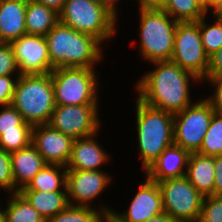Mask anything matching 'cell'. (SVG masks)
<instances>
[{
  "label": "cell",
  "mask_w": 222,
  "mask_h": 222,
  "mask_svg": "<svg viewBox=\"0 0 222 222\" xmlns=\"http://www.w3.org/2000/svg\"><path fill=\"white\" fill-rule=\"evenodd\" d=\"M155 68L144 73L135 83L136 98L144 104L176 114L191 105L190 84L202 83L171 60L153 62Z\"/></svg>",
  "instance_id": "obj_1"
},
{
  "label": "cell",
  "mask_w": 222,
  "mask_h": 222,
  "mask_svg": "<svg viewBox=\"0 0 222 222\" xmlns=\"http://www.w3.org/2000/svg\"><path fill=\"white\" fill-rule=\"evenodd\" d=\"M51 66L96 68L104 60L102 43L60 21L45 35ZM103 59V60H102Z\"/></svg>",
  "instance_id": "obj_2"
},
{
  "label": "cell",
  "mask_w": 222,
  "mask_h": 222,
  "mask_svg": "<svg viewBox=\"0 0 222 222\" xmlns=\"http://www.w3.org/2000/svg\"><path fill=\"white\" fill-rule=\"evenodd\" d=\"M135 100V122L138 157L142 160V172L169 146L174 144V115L150 107Z\"/></svg>",
  "instance_id": "obj_3"
},
{
  "label": "cell",
  "mask_w": 222,
  "mask_h": 222,
  "mask_svg": "<svg viewBox=\"0 0 222 222\" xmlns=\"http://www.w3.org/2000/svg\"><path fill=\"white\" fill-rule=\"evenodd\" d=\"M11 105L32 126L49 124L56 107L51 73L20 75Z\"/></svg>",
  "instance_id": "obj_4"
},
{
  "label": "cell",
  "mask_w": 222,
  "mask_h": 222,
  "mask_svg": "<svg viewBox=\"0 0 222 222\" xmlns=\"http://www.w3.org/2000/svg\"><path fill=\"white\" fill-rule=\"evenodd\" d=\"M138 14L141 58L150 63L171 60L178 22L164 10L139 9Z\"/></svg>",
  "instance_id": "obj_5"
},
{
  "label": "cell",
  "mask_w": 222,
  "mask_h": 222,
  "mask_svg": "<svg viewBox=\"0 0 222 222\" xmlns=\"http://www.w3.org/2000/svg\"><path fill=\"white\" fill-rule=\"evenodd\" d=\"M66 26L104 42L116 37L118 19L96 0H66L59 12ZM113 37V38H112Z\"/></svg>",
  "instance_id": "obj_6"
},
{
  "label": "cell",
  "mask_w": 222,
  "mask_h": 222,
  "mask_svg": "<svg viewBox=\"0 0 222 222\" xmlns=\"http://www.w3.org/2000/svg\"><path fill=\"white\" fill-rule=\"evenodd\" d=\"M96 68L61 67L53 69L51 79L56 105L99 104L101 81Z\"/></svg>",
  "instance_id": "obj_7"
},
{
  "label": "cell",
  "mask_w": 222,
  "mask_h": 222,
  "mask_svg": "<svg viewBox=\"0 0 222 222\" xmlns=\"http://www.w3.org/2000/svg\"><path fill=\"white\" fill-rule=\"evenodd\" d=\"M157 183L165 213L179 222L200 219L204 196L190 183L186 176Z\"/></svg>",
  "instance_id": "obj_8"
},
{
  "label": "cell",
  "mask_w": 222,
  "mask_h": 222,
  "mask_svg": "<svg viewBox=\"0 0 222 222\" xmlns=\"http://www.w3.org/2000/svg\"><path fill=\"white\" fill-rule=\"evenodd\" d=\"M171 61L204 82L209 57L201 40L200 20L178 22Z\"/></svg>",
  "instance_id": "obj_9"
},
{
  "label": "cell",
  "mask_w": 222,
  "mask_h": 222,
  "mask_svg": "<svg viewBox=\"0 0 222 222\" xmlns=\"http://www.w3.org/2000/svg\"><path fill=\"white\" fill-rule=\"evenodd\" d=\"M214 113L210 103L203 98L174 114V144L189 153H197Z\"/></svg>",
  "instance_id": "obj_10"
},
{
  "label": "cell",
  "mask_w": 222,
  "mask_h": 222,
  "mask_svg": "<svg viewBox=\"0 0 222 222\" xmlns=\"http://www.w3.org/2000/svg\"><path fill=\"white\" fill-rule=\"evenodd\" d=\"M99 108V104L56 105L49 124L73 140L88 137L101 129Z\"/></svg>",
  "instance_id": "obj_11"
},
{
  "label": "cell",
  "mask_w": 222,
  "mask_h": 222,
  "mask_svg": "<svg viewBox=\"0 0 222 222\" xmlns=\"http://www.w3.org/2000/svg\"><path fill=\"white\" fill-rule=\"evenodd\" d=\"M111 181L113 178L103 170H67L66 190L69 205L96 208L94 200L99 199L97 197L111 185Z\"/></svg>",
  "instance_id": "obj_12"
},
{
  "label": "cell",
  "mask_w": 222,
  "mask_h": 222,
  "mask_svg": "<svg viewBox=\"0 0 222 222\" xmlns=\"http://www.w3.org/2000/svg\"><path fill=\"white\" fill-rule=\"evenodd\" d=\"M10 45L20 75H42L52 72L45 36L25 34Z\"/></svg>",
  "instance_id": "obj_13"
},
{
  "label": "cell",
  "mask_w": 222,
  "mask_h": 222,
  "mask_svg": "<svg viewBox=\"0 0 222 222\" xmlns=\"http://www.w3.org/2000/svg\"><path fill=\"white\" fill-rule=\"evenodd\" d=\"M144 178V182L139 183L128 209L124 212L112 211L110 217L115 222H145L164 212L158 183L146 176Z\"/></svg>",
  "instance_id": "obj_14"
},
{
  "label": "cell",
  "mask_w": 222,
  "mask_h": 222,
  "mask_svg": "<svg viewBox=\"0 0 222 222\" xmlns=\"http://www.w3.org/2000/svg\"><path fill=\"white\" fill-rule=\"evenodd\" d=\"M73 139L54 129L50 124L32 128L31 144L47 164L67 166L71 157Z\"/></svg>",
  "instance_id": "obj_15"
},
{
  "label": "cell",
  "mask_w": 222,
  "mask_h": 222,
  "mask_svg": "<svg viewBox=\"0 0 222 222\" xmlns=\"http://www.w3.org/2000/svg\"><path fill=\"white\" fill-rule=\"evenodd\" d=\"M98 135L99 132L73 140L67 170H102L101 167L111 160V155L98 143Z\"/></svg>",
  "instance_id": "obj_16"
},
{
  "label": "cell",
  "mask_w": 222,
  "mask_h": 222,
  "mask_svg": "<svg viewBox=\"0 0 222 222\" xmlns=\"http://www.w3.org/2000/svg\"><path fill=\"white\" fill-rule=\"evenodd\" d=\"M189 156L187 150L172 144L148 167L144 175L154 182L185 176Z\"/></svg>",
  "instance_id": "obj_17"
},
{
  "label": "cell",
  "mask_w": 222,
  "mask_h": 222,
  "mask_svg": "<svg viewBox=\"0 0 222 222\" xmlns=\"http://www.w3.org/2000/svg\"><path fill=\"white\" fill-rule=\"evenodd\" d=\"M27 0H0V43L10 44L26 34Z\"/></svg>",
  "instance_id": "obj_18"
},
{
  "label": "cell",
  "mask_w": 222,
  "mask_h": 222,
  "mask_svg": "<svg viewBox=\"0 0 222 222\" xmlns=\"http://www.w3.org/2000/svg\"><path fill=\"white\" fill-rule=\"evenodd\" d=\"M14 187L20 191L47 164L37 149L30 144L10 153Z\"/></svg>",
  "instance_id": "obj_19"
},
{
  "label": "cell",
  "mask_w": 222,
  "mask_h": 222,
  "mask_svg": "<svg viewBox=\"0 0 222 222\" xmlns=\"http://www.w3.org/2000/svg\"><path fill=\"white\" fill-rule=\"evenodd\" d=\"M215 156L190 153L186 178L205 197L213 195Z\"/></svg>",
  "instance_id": "obj_20"
},
{
  "label": "cell",
  "mask_w": 222,
  "mask_h": 222,
  "mask_svg": "<svg viewBox=\"0 0 222 222\" xmlns=\"http://www.w3.org/2000/svg\"><path fill=\"white\" fill-rule=\"evenodd\" d=\"M59 22V13L35 0H27L26 34L45 36Z\"/></svg>",
  "instance_id": "obj_21"
},
{
  "label": "cell",
  "mask_w": 222,
  "mask_h": 222,
  "mask_svg": "<svg viewBox=\"0 0 222 222\" xmlns=\"http://www.w3.org/2000/svg\"><path fill=\"white\" fill-rule=\"evenodd\" d=\"M19 192L46 221L69 205L67 191L20 190Z\"/></svg>",
  "instance_id": "obj_22"
},
{
  "label": "cell",
  "mask_w": 222,
  "mask_h": 222,
  "mask_svg": "<svg viewBox=\"0 0 222 222\" xmlns=\"http://www.w3.org/2000/svg\"><path fill=\"white\" fill-rule=\"evenodd\" d=\"M65 166L46 164L21 190H36L44 192L67 191Z\"/></svg>",
  "instance_id": "obj_23"
},
{
  "label": "cell",
  "mask_w": 222,
  "mask_h": 222,
  "mask_svg": "<svg viewBox=\"0 0 222 222\" xmlns=\"http://www.w3.org/2000/svg\"><path fill=\"white\" fill-rule=\"evenodd\" d=\"M7 197L5 207L0 206L4 222H47L20 192Z\"/></svg>",
  "instance_id": "obj_24"
},
{
  "label": "cell",
  "mask_w": 222,
  "mask_h": 222,
  "mask_svg": "<svg viewBox=\"0 0 222 222\" xmlns=\"http://www.w3.org/2000/svg\"><path fill=\"white\" fill-rule=\"evenodd\" d=\"M113 210L104 202L97 208L68 205L47 222H104Z\"/></svg>",
  "instance_id": "obj_25"
},
{
  "label": "cell",
  "mask_w": 222,
  "mask_h": 222,
  "mask_svg": "<svg viewBox=\"0 0 222 222\" xmlns=\"http://www.w3.org/2000/svg\"><path fill=\"white\" fill-rule=\"evenodd\" d=\"M162 10L177 22H197L206 15L201 0H166Z\"/></svg>",
  "instance_id": "obj_26"
},
{
  "label": "cell",
  "mask_w": 222,
  "mask_h": 222,
  "mask_svg": "<svg viewBox=\"0 0 222 222\" xmlns=\"http://www.w3.org/2000/svg\"><path fill=\"white\" fill-rule=\"evenodd\" d=\"M206 14L200 19V34L205 53L211 56L222 48V17L213 15L214 22L208 24Z\"/></svg>",
  "instance_id": "obj_27"
},
{
  "label": "cell",
  "mask_w": 222,
  "mask_h": 222,
  "mask_svg": "<svg viewBox=\"0 0 222 222\" xmlns=\"http://www.w3.org/2000/svg\"><path fill=\"white\" fill-rule=\"evenodd\" d=\"M197 153L212 157L222 155V113L213 114Z\"/></svg>",
  "instance_id": "obj_28"
},
{
  "label": "cell",
  "mask_w": 222,
  "mask_h": 222,
  "mask_svg": "<svg viewBox=\"0 0 222 222\" xmlns=\"http://www.w3.org/2000/svg\"><path fill=\"white\" fill-rule=\"evenodd\" d=\"M33 127H17V130L4 131L0 135V148L12 153L31 144Z\"/></svg>",
  "instance_id": "obj_29"
},
{
  "label": "cell",
  "mask_w": 222,
  "mask_h": 222,
  "mask_svg": "<svg viewBox=\"0 0 222 222\" xmlns=\"http://www.w3.org/2000/svg\"><path fill=\"white\" fill-rule=\"evenodd\" d=\"M0 110V135L4 131L17 130V127H33L12 105L2 106Z\"/></svg>",
  "instance_id": "obj_30"
},
{
  "label": "cell",
  "mask_w": 222,
  "mask_h": 222,
  "mask_svg": "<svg viewBox=\"0 0 222 222\" xmlns=\"http://www.w3.org/2000/svg\"><path fill=\"white\" fill-rule=\"evenodd\" d=\"M202 222H222V196H205L201 208Z\"/></svg>",
  "instance_id": "obj_31"
},
{
  "label": "cell",
  "mask_w": 222,
  "mask_h": 222,
  "mask_svg": "<svg viewBox=\"0 0 222 222\" xmlns=\"http://www.w3.org/2000/svg\"><path fill=\"white\" fill-rule=\"evenodd\" d=\"M9 193L19 192L14 187L10 153L0 148V190Z\"/></svg>",
  "instance_id": "obj_32"
},
{
  "label": "cell",
  "mask_w": 222,
  "mask_h": 222,
  "mask_svg": "<svg viewBox=\"0 0 222 222\" xmlns=\"http://www.w3.org/2000/svg\"><path fill=\"white\" fill-rule=\"evenodd\" d=\"M5 75H20L12 46L0 43V77Z\"/></svg>",
  "instance_id": "obj_33"
},
{
  "label": "cell",
  "mask_w": 222,
  "mask_h": 222,
  "mask_svg": "<svg viewBox=\"0 0 222 222\" xmlns=\"http://www.w3.org/2000/svg\"><path fill=\"white\" fill-rule=\"evenodd\" d=\"M20 75H5L0 77V107L12 103L15 84Z\"/></svg>",
  "instance_id": "obj_34"
},
{
  "label": "cell",
  "mask_w": 222,
  "mask_h": 222,
  "mask_svg": "<svg viewBox=\"0 0 222 222\" xmlns=\"http://www.w3.org/2000/svg\"><path fill=\"white\" fill-rule=\"evenodd\" d=\"M206 81V82H205ZM214 87V93L205 96V99L210 103L215 113H222V75L212 78H205L204 83H207Z\"/></svg>",
  "instance_id": "obj_35"
},
{
  "label": "cell",
  "mask_w": 222,
  "mask_h": 222,
  "mask_svg": "<svg viewBox=\"0 0 222 222\" xmlns=\"http://www.w3.org/2000/svg\"><path fill=\"white\" fill-rule=\"evenodd\" d=\"M222 75V48L209 56L206 78H212Z\"/></svg>",
  "instance_id": "obj_36"
},
{
  "label": "cell",
  "mask_w": 222,
  "mask_h": 222,
  "mask_svg": "<svg viewBox=\"0 0 222 222\" xmlns=\"http://www.w3.org/2000/svg\"><path fill=\"white\" fill-rule=\"evenodd\" d=\"M215 180L213 195L222 196V155L215 156Z\"/></svg>",
  "instance_id": "obj_37"
},
{
  "label": "cell",
  "mask_w": 222,
  "mask_h": 222,
  "mask_svg": "<svg viewBox=\"0 0 222 222\" xmlns=\"http://www.w3.org/2000/svg\"><path fill=\"white\" fill-rule=\"evenodd\" d=\"M166 4V0H138L139 9H156L162 10Z\"/></svg>",
  "instance_id": "obj_38"
},
{
  "label": "cell",
  "mask_w": 222,
  "mask_h": 222,
  "mask_svg": "<svg viewBox=\"0 0 222 222\" xmlns=\"http://www.w3.org/2000/svg\"><path fill=\"white\" fill-rule=\"evenodd\" d=\"M98 3L103 5L108 11H110L117 19L119 18L118 16V3L120 0H96Z\"/></svg>",
  "instance_id": "obj_39"
},
{
  "label": "cell",
  "mask_w": 222,
  "mask_h": 222,
  "mask_svg": "<svg viewBox=\"0 0 222 222\" xmlns=\"http://www.w3.org/2000/svg\"><path fill=\"white\" fill-rule=\"evenodd\" d=\"M222 0H201V5L206 12V14L209 15L212 14L220 5Z\"/></svg>",
  "instance_id": "obj_40"
},
{
  "label": "cell",
  "mask_w": 222,
  "mask_h": 222,
  "mask_svg": "<svg viewBox=\"0 0 222 222\" xmlns=\"http://www.w3.org/2000/svg\"><path fill=\"white\" fill-rule=\"evenodd\" d=\"M40 4H44L46 7L54 9L57 13H59L66 0H35Z\"/></svg>",
  "instance_id": "obj_41"
},
{
  "label": "cell",
  "mask_w": 222,
  "mask_h": 222,
  "mask_svg": "<svg viewBox=\"0 0 222 222\" xmlns=\"http://www.w3.org/2000/svg\"><path fill=\"white\" fill-rule=\"evenodd\" d=\"M145 222H179V221L173 219L167 213L163 212V213H161L159 215H156L154 217L149 218Z\"/></svg>",
  "instance_id": "obj_42"
},
{
  "label": "cell",
  "mask_w": 222,
  "mask_h": 222,
  "mask_svg": "<svg viewBox=\"0 0 222 222\" xmlns=\"http://www.w3.org/2000/svg\"><path fill=\"white\" fill-rule=\"evenodd\" d=\"M212 15L222 17V2H221V5L211 14V16Z\"/></svg>",
  "instance_id": "obj_43"
},
{
  "label": "cell",
  "mask_w": 222,
  "mask_h": 222,
  "mask_svg": "<svg viewBox=\"0 0 222 222\" xmlns=\"http://www.w3.org/2000/svg\"><path fill=\"white\" fill-rule=\"evenodd\" d=\"M104 222H115L110 216H107Z\"/></svg>",
  "instance_id": "obj_44"
},
{
  "label": "cell",
  "mask_w": 222,
  "mask_h": 222,
  "mask_svg": "<svg viewBox=\"0 0 222 222\" xmlns=\"http://www.w3.org/2000/svg\"><path fill=\"white\" fill-rule=\"evenodd\" d=\"M0 222H4L3 212L0 208Z\"/></svg>",
  "instance_id": "obj_45"
},
{
  "label": "cell",
  "mask_w": 222,
  "mask_h": 222,
  "mask_svg": "<svg viewBox=\"0 0 222 222\" xmlns=\"http://www.w3.org/2000/svg\"><path fill=\"white\" fill-rule=\"evenodd\" d=\"M188 222H202L200 219L195 221H188Z\"/></svg>",
  "instance_id": "obj_46"
}]
</instances>
